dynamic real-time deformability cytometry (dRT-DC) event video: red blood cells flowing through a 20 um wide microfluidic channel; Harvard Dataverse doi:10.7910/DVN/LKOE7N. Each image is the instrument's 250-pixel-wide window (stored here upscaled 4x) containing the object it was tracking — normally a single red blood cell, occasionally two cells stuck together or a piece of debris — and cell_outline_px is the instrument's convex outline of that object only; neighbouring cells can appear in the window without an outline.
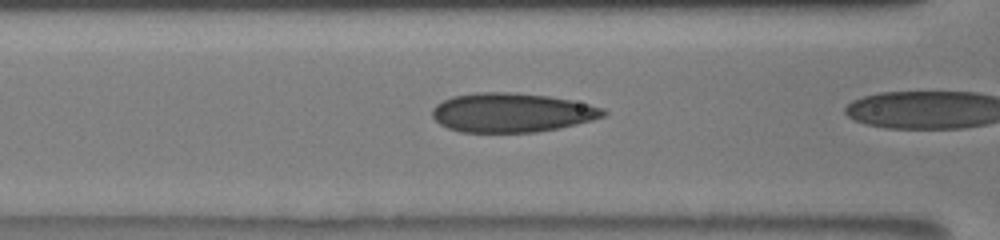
{"species": "human", "species_latin": "Homo sapiens", "temperature_condition": "room temperature", "stored_images_in_passage": 8, "camera_frame_rate_fps": 3000, "um_per_image_px": 0.085, "donor": {"sex": "male"}, "frame": {"image": 1, "passage_image": 6, "time_ms": 1.667, "image_size_px": [1000, 240], "cell_outline_px": [[608, 112], [604, 116], [592, 120], [576, 124], [536, 132], [460, 132], [448, 128], [440, 124], [432, 116], [432, 108], [436, 104], [452, 96], [476, 92], [516, 92], [548, 96], [572, 100], [604, 108]], "centroid_in_image_um": [43.49, 9.56], "position_along_channel_um": 123.1, "area_um2": 39.13}}